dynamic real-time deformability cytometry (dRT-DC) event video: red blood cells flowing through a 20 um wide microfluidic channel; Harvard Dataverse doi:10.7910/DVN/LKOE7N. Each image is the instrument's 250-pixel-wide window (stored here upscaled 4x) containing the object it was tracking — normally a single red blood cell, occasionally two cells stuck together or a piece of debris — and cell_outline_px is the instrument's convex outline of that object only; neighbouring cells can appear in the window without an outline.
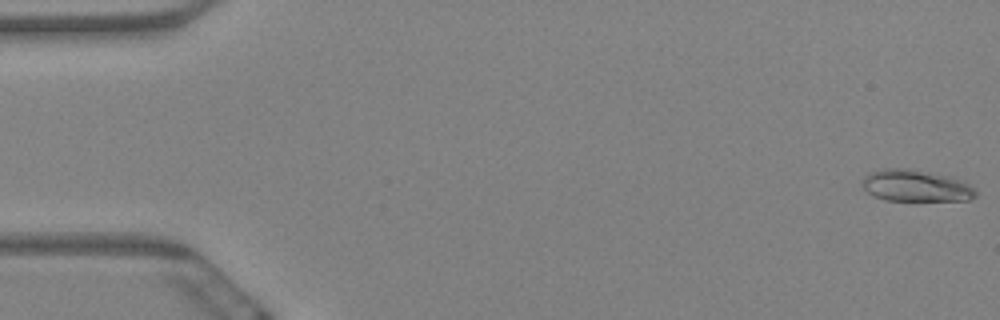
{"species": "Egyptian fruit bat (a non-hibernating species)", "species_latin": "Rousettus aegyptiacus", "temperature_condition": "warm", "stored_images_in_passage": 5, "camera_frame_rate_fps": 3000, "um_per_image_px": 0.085, "animal": {"sex": "female"}, "frame": {"image": 1, "passage_image": 1, "time_ms": 0.0, "image_size_px": [1000, 320], "cell_outline_px": [[976, 196], [968, 200], [884, 200], [868, 192], [864, 188], [864, 176], [868, 172], [884, 168], [912, 168], [952, 176], [968, 184], [976, 192]], "centroid_in_image_um": [77.84, 15.76], "position_along_channel_um": 7.2, "area_um2": 20.92}}
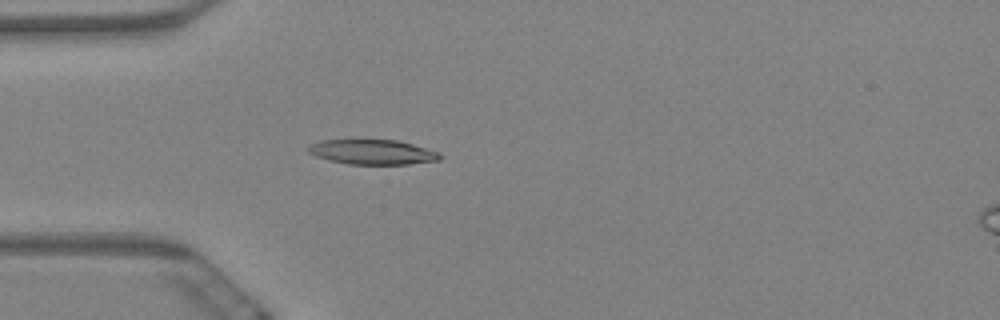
{"frame": {"image": 2, "passage_image": 5, "time_ms": 1.333, "image_size_px": [1000, 320], "cell_outline_px": [[444, 156], [440, 160], [408, 164], [348, 164], [316, 156], [308, 152], [308, 148], [312, 144], [320, 140], [396, 140], [412, 144], [440, 152]], "centroid_in_image_um": [31.72, 12.92], "position_along_channel_um": 53.3, "area_um2": 18.9}}